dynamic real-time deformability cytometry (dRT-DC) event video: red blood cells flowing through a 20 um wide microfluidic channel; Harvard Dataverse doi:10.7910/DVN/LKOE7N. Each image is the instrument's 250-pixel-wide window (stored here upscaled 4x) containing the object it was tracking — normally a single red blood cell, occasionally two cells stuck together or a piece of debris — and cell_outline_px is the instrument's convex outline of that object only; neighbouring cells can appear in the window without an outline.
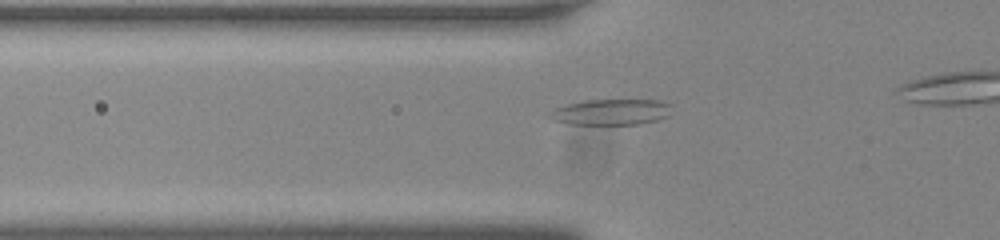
{"species": "common noctule bat (a hibernating species)", "species_latin": "Nyctalus noctula", "temperature_condition": "room temperature", "stored_images_in_passage": 32, "camera_frame_rate_fps": 3000, "um_per_image_px": 0.085, "animal": {"sex": "male", "body_mass_g": 20.0, "forearm_length_mm": 53.3}, "frame": {"image": 1, "passage_image": 4, "time_ms": 1.0, "image_size_px": [1000, 240], "cell_outline_px": [[672, 104], [668, 116], [656, 120], [640, 124], [572, 124], [552, 120], [544, 116], [552, 108], [584, 100], [656, 100]], "centroid_in_image_um": [51.87, 9.52], "position_along_channel_um": 73.9, "area_um2": 18.55}}
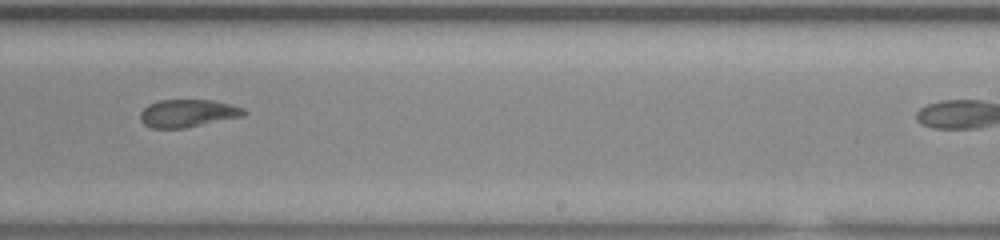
{"frame": {"image": 2, "passage_image": 20, "time_ms": 6.333, "image_size_px": [1000, 240], "cell_outline_px": [[248, 112], [244, 116], [184, 128], [152, 128], [144, 124], [140, 120], [140, 112], [148, 104], [160, 100], [212, 100], [244, 108]], "centroid_in_image_um": [15.95, 9.63], "position_along_channel_um": 273.0, "area_um2": 16.7}}
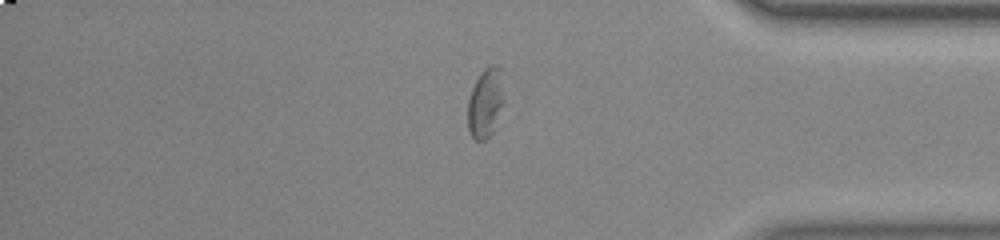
{"frame": {"image": 3, "passage_image": 31, "time_ms": 10.0, "image_size_px": [1000, 240], "cell_outline_px": [[504, 104], [492, 132], [484, 140], [476, 140], [472, 136], [468, 128], [468, 100], [472, 88], [480, 72], [484, 68], [492, 64], [496, 64], [500, 68], [504, 100]], "centroid_in_image_um": [41.27, 8.71], "position_along_channel_um": 393.9, "area_um2": 14.62}}